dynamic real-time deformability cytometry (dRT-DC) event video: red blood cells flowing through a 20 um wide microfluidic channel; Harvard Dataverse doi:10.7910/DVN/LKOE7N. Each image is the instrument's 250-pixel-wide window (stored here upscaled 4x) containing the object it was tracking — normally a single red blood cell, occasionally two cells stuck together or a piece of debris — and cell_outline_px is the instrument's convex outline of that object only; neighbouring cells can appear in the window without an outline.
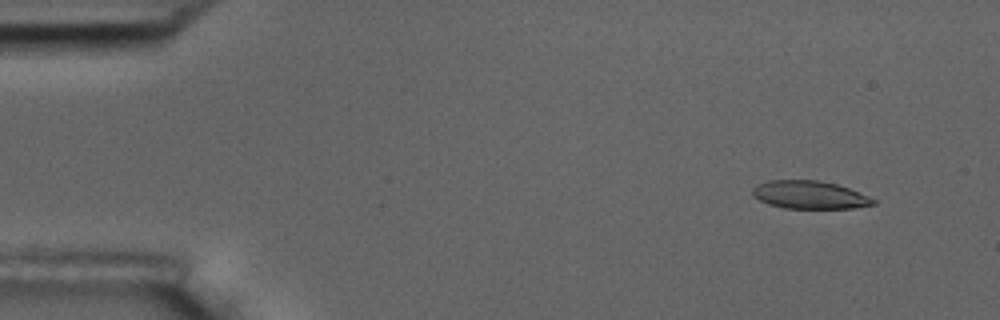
{"species": "common noctule bat (a hibernating species)", "species_latin": "Nyctalus noctula", "temperature_condition": "room temperature", "stored_images_in_passage": 56, "camera_frame_rate_fps": 3000, "um_per_image_px": 0.085, "animal": {"sex": "male", "body_mass_g": 17.5, "forearm_length_mm": 52.3}, "frame": {"image": 1, "passage_image": 5, "time_ms": 1.333, "image_size_px": [1000, 320], "cell_outline_px": [[876, 204], [852, 208], [784, 208], [768, 204], [752, 196], [752, 188], [756, 184], [768, 180], [820, 180], [836, 184], [848, 188], [868, 196], [876, 200]], "centroid_in_image_um": [68.78, 16.55], "position_along_channel_um": 16.2, "area_um2": 19.71}}
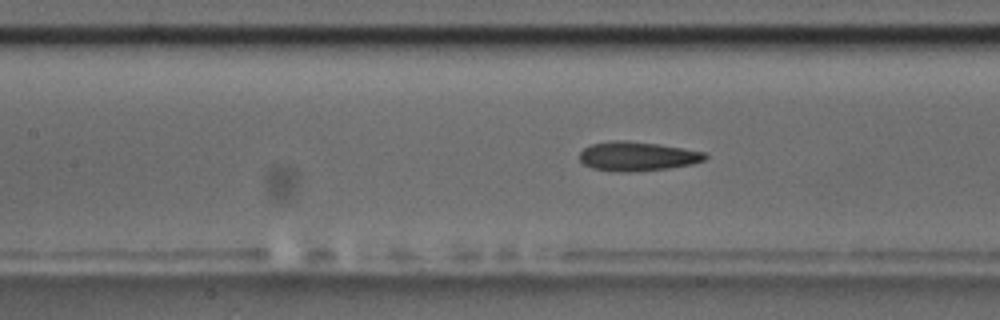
{"frame": {"image": 2, "passage_image": 25, "time_ms": 8.0, "image_size_px": [1000, 320], "cell_outline_px": [[708, 156], [704, 160], [692, 164], [668, 168], [628, 172], [620, 172], [592, 168], [584, 164], [580, 160], [580, 152], [584, 148], [592, 144], [612, 140], [628, 140], [660, 144], [704, 152]], "centroid_in_image_um": [54.16, 13.27], "position_along_channel_um": 153.2, "area_um2": 21.33}}
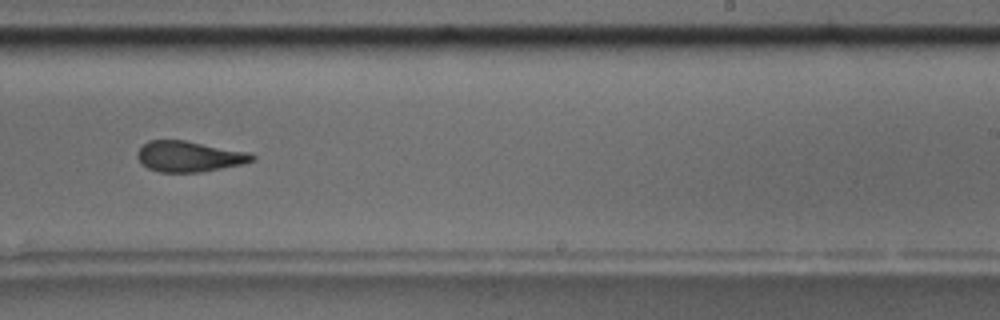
{"frame": {"image": 3, "passage_image": 35, "time_ms": 11.333, "image_size_px": [1000, 320], "cell_outline_px": [[256, 156], [252, 160], [240, 164], [200, 172], [160, 172], [148, 168], [136, 156], [136, 152], [148, 140], [184, 140], [248, 152]], "centroid_in_image_um": [16.03, 13.29], "position_along_channel_um": 273.0, "area_um2": 20.17}, "authors_computed_cell_mechanics": {"area_um2": 21.3282, "velocity_mm_per_s": 3.6098, "shape_relaxation_time_tau1_ms": 7.5683, "shape_relaxation_time_tau2_ms": 1.4891, "deformation_change_tau1": 0.2071, "deformation_change_tau2": 0.0978}}